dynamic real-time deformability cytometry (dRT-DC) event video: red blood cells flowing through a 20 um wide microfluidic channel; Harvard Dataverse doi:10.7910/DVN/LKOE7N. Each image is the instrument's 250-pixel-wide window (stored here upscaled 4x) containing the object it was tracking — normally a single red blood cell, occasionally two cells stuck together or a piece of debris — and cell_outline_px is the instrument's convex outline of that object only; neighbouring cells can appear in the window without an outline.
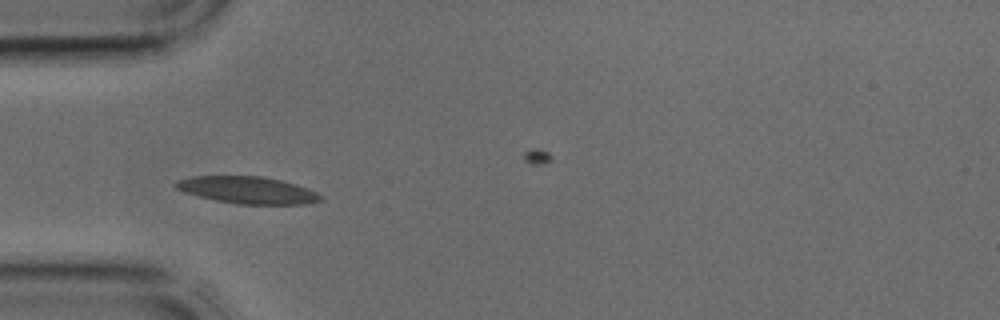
{"species": "common noctule bat (a hibernating species)", "species_latin": "Nyctalus noctula", "temperature_condition": "cold", "stored_images_in_passage": 4, "camera_frame_rate_fps": 3000, "um_per_image_px": 0.085, "animal": {"sex": "male", "body_mass_g": 17.9, "forearm_length_mm": 54.2}, "frame": {"image": 1, "passage_image": 3, "time_ms": 0.667, "image_size_px": [1000, 320], "cell_outline_px": [[324, 200], [304, 204], [236, 204], [216, 200], [184, 192], [176, 188], [172, 184], [176, 180], [192, 176], [260, 176], [280, 180], [296, 184], [308, 188], [324, 196]], "centroid_in_image_um": [21.05, 16.15], "position_along_channel_um": 63.9, "area_um2": 22.89}}